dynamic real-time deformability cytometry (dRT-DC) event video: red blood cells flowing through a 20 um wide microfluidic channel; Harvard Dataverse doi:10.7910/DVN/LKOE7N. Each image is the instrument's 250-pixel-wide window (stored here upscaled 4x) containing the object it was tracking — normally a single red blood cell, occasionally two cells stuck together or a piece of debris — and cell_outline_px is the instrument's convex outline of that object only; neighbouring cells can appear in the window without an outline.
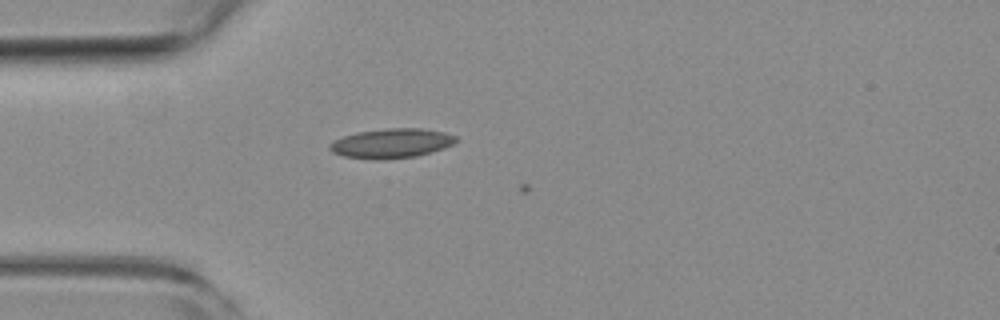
{"species": "common noctule bat (a hibernating species)", "species_latin": "Nyctalus noctula", "temperature_condition": "room temperature", "stored_images_in_passage": 6, "camera_frame_rate_fps": 3000, "um_per_image_px": 0.085, "animal": {"sex": "female", "body_mass_g": 19.3, "forearm_length_mm": 54.1}, "frame": {"image": 1, "passage_image": 5, "time_ms": 1.333, "image_size_px": [1000, 320], "cell_outline_px": [[460, 140], [444, 148], [416, 156], [372, 160], [344, 156], [332, 152], [328, 148], [328, 144], [344, 136], [356, 132], [388, 128], [420, 128], [444, 132], [456, 136]], "centroid_in_image_um": [33.27, 12.18], "position_along_channel_um": 51.7, "area_um2": 21.68}}